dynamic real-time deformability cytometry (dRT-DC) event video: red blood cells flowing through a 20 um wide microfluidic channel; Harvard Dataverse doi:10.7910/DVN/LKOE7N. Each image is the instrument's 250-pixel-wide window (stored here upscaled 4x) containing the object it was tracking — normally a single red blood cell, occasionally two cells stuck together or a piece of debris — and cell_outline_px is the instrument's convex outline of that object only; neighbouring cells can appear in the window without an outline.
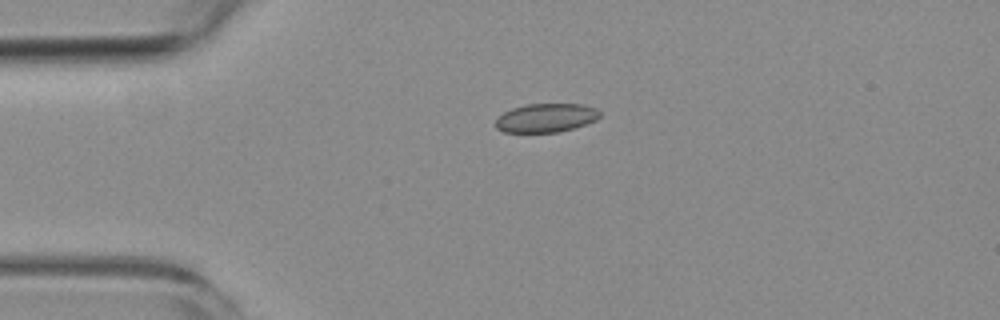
{"species": "common noctule bat (a hibernating species)", "species_latin": "Nyctalus noctula", "temperature_condition": "room temperature", "stored_images_in_passage": 4, "camera_frame_rate_fps": 3000, "um_per_image_px": 0.085, "animal": {"sex": "female", "body_mass_g": 19.3, "forearm_length_mm": 54.1}, "frame": {"image": 1, "passage_image": 3, "time_ms": 2.333, "image_size_px": [1000, 320], "cell_outline_px": [[600, 116], [596, 120], [560, 132], [504, 132], [496, 128], [496, 120], [504, 112], [512, 108], [528, 104], [584, 104], [596, 108], [600, 112]], "centroid_in_image_um": [46.42, 10.01], "position_along_channel_um": 38.6, "area_um2": 17.34}}